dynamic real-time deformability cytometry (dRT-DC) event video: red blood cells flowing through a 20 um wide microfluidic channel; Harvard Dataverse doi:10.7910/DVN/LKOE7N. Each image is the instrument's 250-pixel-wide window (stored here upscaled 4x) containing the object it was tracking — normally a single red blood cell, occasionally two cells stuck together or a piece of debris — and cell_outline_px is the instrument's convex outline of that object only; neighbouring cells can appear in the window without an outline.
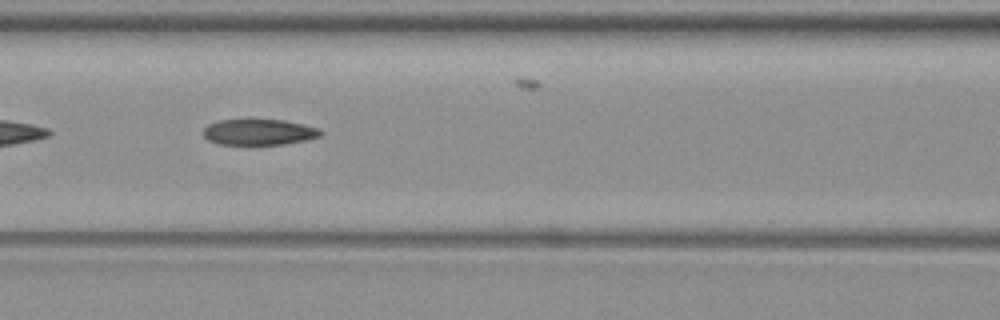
{"species": "common noctule bat (a hibernating species)", "species_latin": "Nyctalus noctula", "temperature_condition": "warm", "stored_images_in_passage": 52, "camera_frame_rate_fps": 3000, "um_per_image_px": 0.085, "animal": {"sex": "female", "body_mass_g": 19.3, "forearm_length_mm": 54.1}, "frame": {"image": 1, "passage_image": 21, "time_ms": 6.667, "image_size_px": [1000, 320], "cell_outline_px": [[324, 132], [320, 136], [308, 140], [284, 144], [256, 148], [248, 148], [216, 144], [208, 140], [204, 136], [204, 128], [208, 124], [220, 120], [284, 120], [320, 128]], "centroid_in_image_um": [22.0, 11.3], "position_along_channel_um": 144.6, "area_um2": 18.79}}
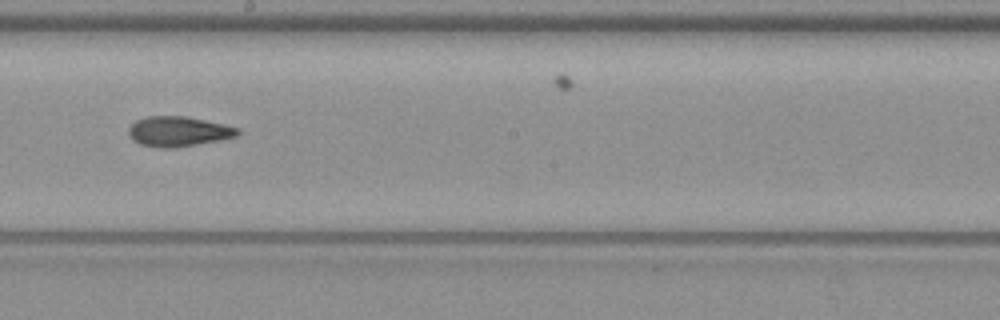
{"frame": {"image": 2, "passage_image": 28, "time_ms": 9.0, "image_size_px": [1000, 320], "cell_outline_px": [[240, 132], [236, 136], [220, 140], [176, 148], [160, 148], [140, 144], [132, 140], [128, 136], [128, 128], [136, 120], [148, 116], [184, 116], [204, 120], [240, 128]], "centroid_in_image_um": [15.13, 11.18], "position_along_channel_um": 233.1, "area_um2": 19.13}}
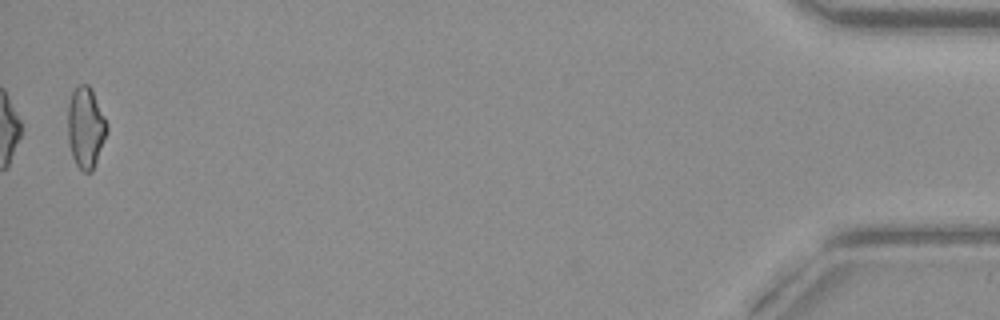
{"frame": {"image": 3, "passage_image": 51, "time_ms": 16.667, "image_size_px": [1000, 320], "cell_outline_px": [[108, 132], [92, 172], [84, 172], [76, 164], [72, 156], [68, 140], [68, 104], [72, 92], [80, 84], [88, 84], [92, 88], [108, 124]], "centroid_in_image_um": [7.3, 10.83], "position_along_channel_um": 427.9, "area_um2": 18.61}, "authors_computed_cell_mechanics": {"area_um2": 18.9584, "velocity_mm_per_s": 3.7921, "shape_relaxation_time_tau1_ms": 6.8523, "shape_relaxation_time_tau2_ms": 5.057, "deformation_change_tau1": 0.1812, "deformation_change_tau2": 0.1356}}